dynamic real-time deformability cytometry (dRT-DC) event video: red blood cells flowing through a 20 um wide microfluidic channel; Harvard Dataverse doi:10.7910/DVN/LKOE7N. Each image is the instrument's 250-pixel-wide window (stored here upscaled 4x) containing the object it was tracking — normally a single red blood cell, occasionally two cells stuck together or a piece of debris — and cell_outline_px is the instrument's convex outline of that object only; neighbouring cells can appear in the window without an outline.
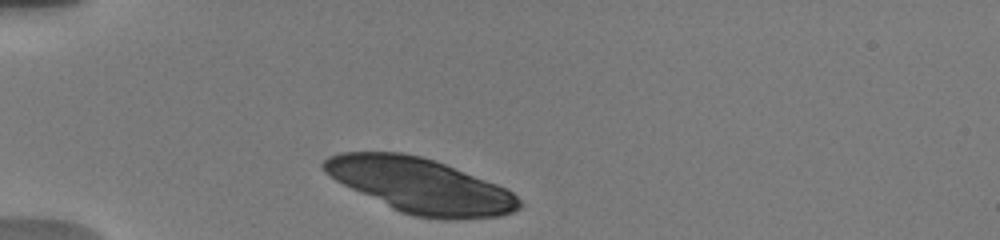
{"species": "human", "species_latin": "Homo sapiens", "temperature_condition": "warm", "stored_images_in_passage": 5, "camera_frame_rate_fps": 3000, "um_per_image_px": 0.085, "donor": {"sex": "male"}, "frame": {"image": 1, "passage_image": 1, "time_ms": 0.0, "image_size_px": [1000, 240], "cell_outline_px": [[524, 204], [520, 208], [512, 212], [500, 216], [460, 220], [444, 220], [412, 216], [400, 212], [336, 180], [324, 172], [320, 164], [328, 156], [340, 152], [404, 152], [436, 160], [496, 184], [512, 192]], "centroid_in_image_um": [35.75, 15.78], "position_along_channel_um": 49.3, "area_um2": 62.37}}